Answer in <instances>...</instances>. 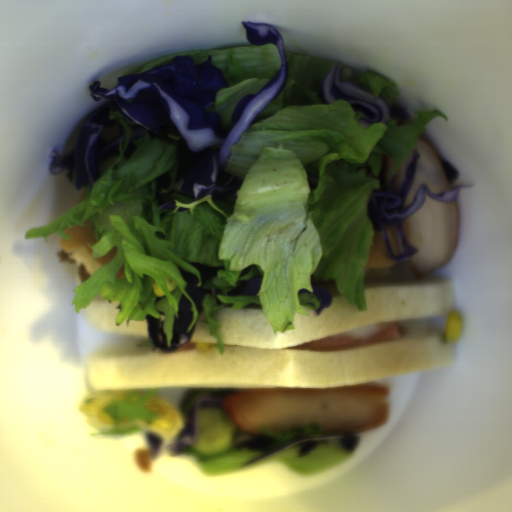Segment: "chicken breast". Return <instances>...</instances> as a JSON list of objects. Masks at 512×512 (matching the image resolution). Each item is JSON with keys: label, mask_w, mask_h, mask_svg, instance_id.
I'll use <instances>...</instances> for the list:
<instances>
[{"label": "chicken breast", "mask_w": 512, "mask_h": 512, "mask_svg": "<svg viewBox=\"0 0 512 512\" xmlns=\"http://www.w3.org/2000/svg\"><path fill=\"white\" fill-rule=\"evenodd\" d=\"M416 146L419 160L403 205L406 208L413 205L422 185L428 186L432 193L452 190L448 176L441 164L438 150L426 132L420 136Z\"/></svg>", "instance_id": "obj_3"}, {"label": "chicken breast", "mask_w": 512, "mask_h": 512, "mask_svg": "<svg viewBox=\"0 0 512 512\" xmlns=\"http://www.w3.org/2000/svg\"><path fill=\"white\" fill-rule=\"evenodd\" d=\"M226 413L252 435L321 426L326 437L359 435L386 425L389 388L368 382L340 388H241L226 397Z\"/></svg>", "instance_id": "obj_1"}, {"label": "chicken breast", "mask_w": 512, "mask_h": 512, "mask_svg": "<svg viewBox=\"0 0 512 512\" xmlns=\"http://www.w3.org/2000/svg\"><path fill=\"white\" fill-rule=\"evenodd\" d=\"M396 261L397 260L390 257L388 254L382 228L373 229V234L371 236L370 245L365 259L364 271L387 267L395 264Z\"/></svg>", "instance_id": "obj_4"}, {"label": "chicken breast", "mask_w": 512, "mask_h": 512, "mask_svg": "<svg viewBox=\"0 0 512 512\" xmlns=\"http://www.w3.org/2000/svg\"><path fill=\"white\" fill-rule=\"evenodd\" d=\"M460 224V209L454 201L433 199L426 191L425 205L403 222L404 234L417 250L409 260L417 280L435 279L436 270L452 259Z\"/></svg>", "instance_id": "obj_2"}, {"label": "chicken breast", "mask_w": 512, "mask_h": 512, "mask_svg": "<svg viewBox=\"0 0 512 512\" xmlns=\"http://www.w3.org/2000/svg\"><path fill=\"white\" fill-rule=\"evenodd\" d=\"M387 232L389 234L390 243H391V247H392L394 256L401 255V253L399 251V243H398V239H397V235H396V231H395L394 227H389Z\"/></svg>", "instance_id": "obj_6"}, {"label": "chicken breast", "mask_w": 512, "mask_h": 512, "mask_svg": "<svg viewBox=\"0 0 512 512\" xmlns=\"http://www.w3.org/2000/svg\"><path fill=\"white\" fill-rule=\"evenodd\" d=\"M412 157L413 155H410L409 153L407 154V156L405 157V159L403 160L397 174H396V179H395V187H394V192L400 187V185L402 184V181H403V178L406 174V171L410 165V162L412 160Z\"/></svg>", "instance_id": "obj_5"}, {"label": "chicken breast", "mask_w": 512, "mask_h": 512, "mask_svg": "<svg viewBox=\"0 0 512 512\" xmlns=\"http://www.w3.org/2000/svg\"><path fill=\"white\" fill-rule=\"evenodd\" d=\"M393 170V160L391 155H385L383 167V181L391 176Z\"/></svg>", "instance_id": "obj_7"}]
</instances>
